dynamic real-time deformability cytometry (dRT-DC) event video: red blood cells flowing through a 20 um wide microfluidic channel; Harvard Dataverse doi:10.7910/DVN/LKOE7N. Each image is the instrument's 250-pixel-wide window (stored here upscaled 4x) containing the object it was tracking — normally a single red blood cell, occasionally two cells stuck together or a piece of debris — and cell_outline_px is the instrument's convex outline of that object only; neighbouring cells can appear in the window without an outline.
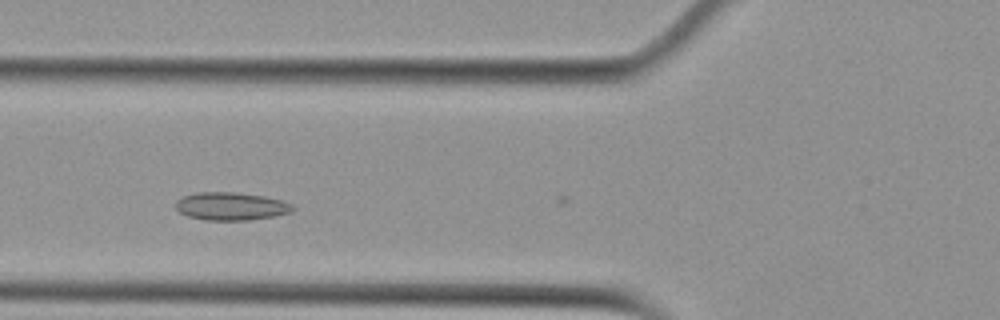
{"species": "Egyptian fruit bat (a non-hibernating species)", "species_latin": "Rousettus aegyptiacus", "temperature_condition": "cold", "stored_images_in_passage": 5, "camera_frame_rate_fps": 3000, "um_per_image_px": 0.085, "animal": {"sex": "female"}, "frame": {"image": 1, "passage_image": 4, "time_ms": 1.0, "image_size_px": [1000, 320], "cell_outline_px": [[296, 208], [292, 212], [272, 216], [248, 220], [204, 220], [188, 216], [180, 212], [176, 208], [176, 200], [184, 196], [196, 192], [236, 192], [264, 196], [284, 200], [292, 204]], "centroid_in_image_um": [19.66, 17.52], "position_along_channel_um": 106.1, "area_um2": 19.13}}